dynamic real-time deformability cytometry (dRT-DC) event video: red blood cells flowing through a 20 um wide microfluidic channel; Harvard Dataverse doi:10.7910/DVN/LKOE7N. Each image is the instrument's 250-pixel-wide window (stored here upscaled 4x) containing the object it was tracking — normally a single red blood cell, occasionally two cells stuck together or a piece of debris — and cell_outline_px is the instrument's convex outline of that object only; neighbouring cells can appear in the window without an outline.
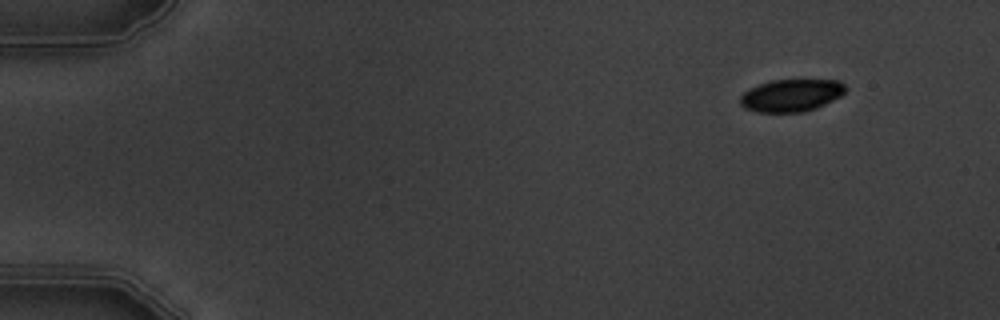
{"species": "common noctule bat (a hibernating species)", "species_latin": "Nyctalus noctula", "temperature_condition": "warm", "stored_images_in_passage": 6, "camera_frame_rate_fps": 3000, "um_per_image_px": 0.085, "animal": {"sex": "male", "body_mass_g": 19.5, "forearm_length_mm": 54.6}, "frame": {"image": 1, "passage_image": 1, "time_ms": 0.0, "image_size_px": [1000, 320], "cell_outline_px": [[844, 92], [840, 96], [816, 108], [804, 112], [756, 112], [744, 108], [740, 104], [740, 96], [748, 88], [772, 80], [840, 80], [844, 84]], "centroid_in_image_um": [67.22, 8.11], "position_along_channel_um": 17.8, "area_um2": 19.83}}
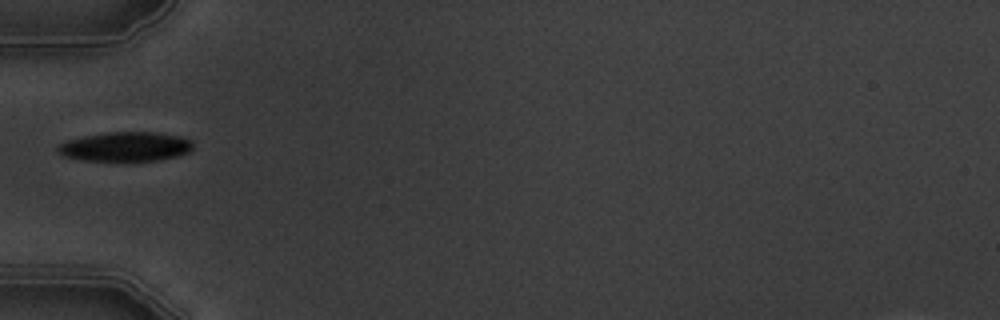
{"frame": {"image": 2, "passage_image": 5, "time_ms": 4.667, "image_size_px": [1000, 320], "cell_outline_px": [[192, 148], [188, 152], [176, 156], [156, 160], [84, 160], [64, 156], [56, 148], [60, 144], [68, 140], [84, 136], [108, 132], [156, 132], [180, 136], [192, 140]], "centroid_in_image_um": [10.69, 12.45], "position_along_channel_um": 74.3, "area_um2": 22.77}}